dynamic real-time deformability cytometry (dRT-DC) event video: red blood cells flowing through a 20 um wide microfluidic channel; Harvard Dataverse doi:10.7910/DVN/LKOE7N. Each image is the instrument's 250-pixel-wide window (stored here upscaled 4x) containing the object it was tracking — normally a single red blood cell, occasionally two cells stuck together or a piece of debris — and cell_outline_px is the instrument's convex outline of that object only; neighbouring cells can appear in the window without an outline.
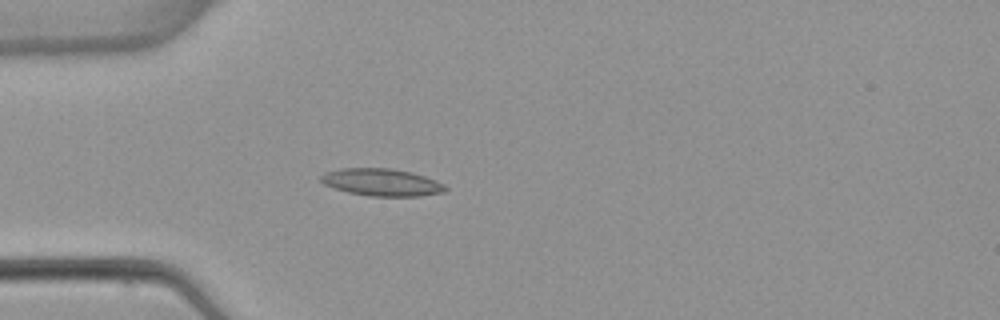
{"species": "common noctule bat (a hibernating species)", "species_latin": "Nyctalus noctula", "temperature_condition": "warm", "stored_images_in_passage": 5, "camera_frame_rate_fps": 3000, "um_per_image_px": 0.085, "animal": {"sex": "female", "body_mass_g": 22.7, "forearm_length_mm": 54.2}, "frame": {"image": 1, "passage_image": 5, "time_ms": 5.0, "image_size_px": [1000, 320], "cell_outline_px": [[448, 188], [444, 192], [420, 196], [368, 196], [348, 192], [324, 184], [320, 180], [320, 176], [324, 172], [340, 168], [388, 168], [412, 172], [436, 180], [444, 184]], "centroid_in_image_um": [32.45, 15.49], "position_along_channel_um": 52.6, "area_um2": 19.83}}